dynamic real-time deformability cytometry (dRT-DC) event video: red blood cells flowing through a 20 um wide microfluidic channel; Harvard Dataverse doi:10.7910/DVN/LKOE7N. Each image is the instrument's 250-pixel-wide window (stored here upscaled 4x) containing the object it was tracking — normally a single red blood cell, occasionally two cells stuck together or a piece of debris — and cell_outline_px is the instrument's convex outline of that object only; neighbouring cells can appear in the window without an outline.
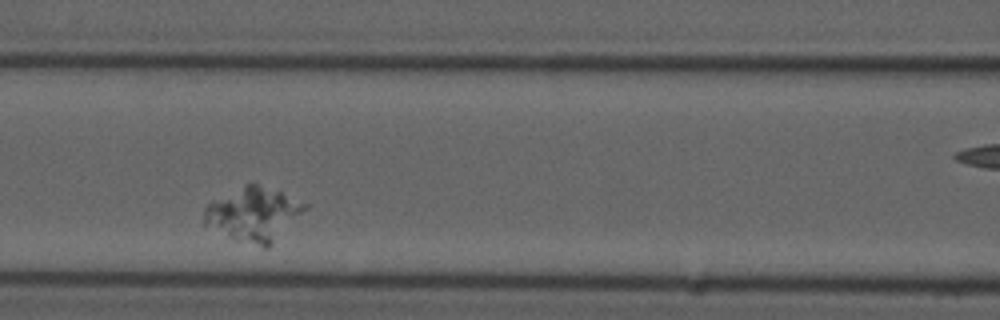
{"species": "common noctule bat (a hibernating species)", "species_latin": "Nyctalus noctula", "temperature_condition": "cold", "stored_images_in_passage": 7, "segment_of_instrument_passage": [1, 2], "camera_frame_rate_fps": 3000, "um_per_image_px": 0.085, "animal": {"sex": "male", "forearm_length_mm": 52.5}, "frame": {"image": 1, "passage_image": 6, "time_ms": 5.667, "image_size_px": [1000, 320], "cell_outline_px": [[308, 208], [268, 248], [264, 248], [228, 236], [204, 224], [204, 208], [212, 200], [244, 184], [256, 184], [280, 192], [308, 204]], "centroid_in_image_um": [21.55, 18.2], "position_along_channel_um": 145.0, "area_um2": 31.1}}